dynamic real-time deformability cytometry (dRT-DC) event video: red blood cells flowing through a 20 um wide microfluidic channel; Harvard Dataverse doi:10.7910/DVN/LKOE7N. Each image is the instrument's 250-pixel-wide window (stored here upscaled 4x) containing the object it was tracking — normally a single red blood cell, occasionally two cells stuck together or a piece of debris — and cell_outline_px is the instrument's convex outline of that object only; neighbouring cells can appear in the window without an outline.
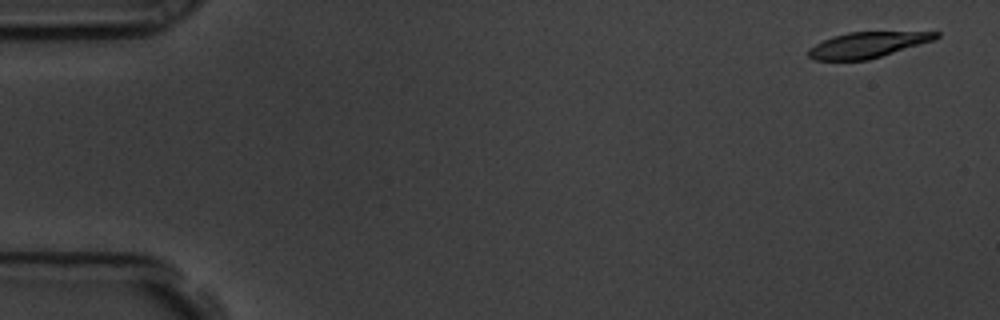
{"species": "common noctule bat (a hibernating species)", "species_latin": "Nyctalus noctula", "temperature_condition": "room temperature", "stored_images_in_passage": 58, "camera_frame_rate_fps": 3000, "um_per_image_px": 0.085, "animal": {"sex": "male", "body_mass_g": 19.5, "forearm_length_mm": 54.6}, "frame": {"image": 1, "passage_image": 3, "time_ms": 0.667, "image_size_px": [1000, 320], "cell_outline_px": [[940, 36], [936, 40], [868, 60], [816, 60], [808, 56], [808, 48], [832, 36], [848, 32], [940, 32]], "centroid_in_image_um": [73.75, 3.81], "position_along_channel_um": 11.2, "area_um2": 19.07}}
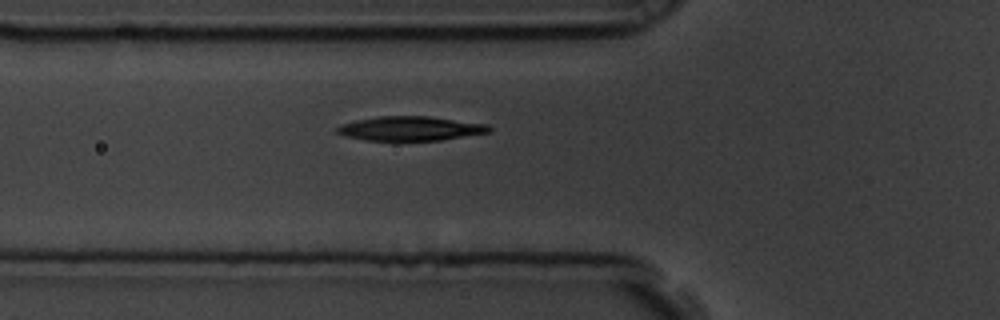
{"frame": {"image": 2, "passage_image": 21, "time_ms": 6.667, "image_size_px": [1000, 320], "cell_outline_px": [[492, 132], [440, 140], [364, 140], [344, 136], [336, 132], [336, 128], [340, 124], [356, 120], [376, 116], [428, 116], [488, 124], [492, 128]], "centroid_in_image_um": [34.88, 10.92], "position_along_channel_um": 90.9, "area_um2": 21.62}}
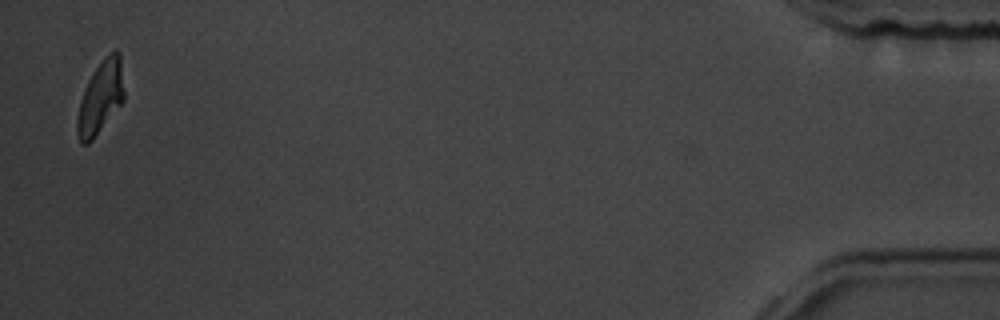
{"frame": {"image": 3, "passage_image": 57, "time_ms": 18.667, "image_size_px": [1000, 320], "cell_outline_px": [[124, 100], [92, 140], [88, 144], [80, 144], [76, 132], [76, 120], [80, 100], [84, 88], [92, 72], [104, 56], [108, 52], [120, 52], [124, 92]], "centroid_in_image_um": [8.52, 8.28], "position_along_channel_um": 426.7, "area_um2": 19.94}, "authors_computed_cell_mechanics": {"area_um2": 21.3282, "velocity_mm_per_s": 3.5458, "shape_relaxation_time_tau1_ms": 3.0927, "shape_relaxation_time_tau2_ms": 3.172, "deformation_change_tau1": 0.15, "deformation_change_tau2": 0.1014}}